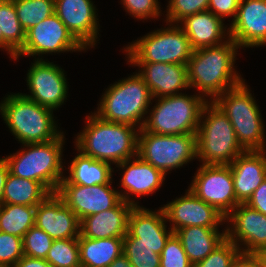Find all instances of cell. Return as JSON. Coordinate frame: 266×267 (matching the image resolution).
Listing matches in <instances>:
<instances>
[{"instance_id": "obj_37", "label": "cell", "mask_w": 266, "mask_h": 267, "mask_svg": "<svg viewBox=\"0 0 266 267\" xmlns=\"http://www.w3.org/2000/svg\"><path fill=\"white\" fill-rule=\"evenodd\" d=\"M240 248L227 237L203 260L193 267H231Z\"/></svg>"}, {"instance_id": "obj_26", "label": "cell", "mask_w": 266, "mask_h": 267, "mask_svg": "<svg viewBox=\"0 0 266 267\" xmlns=\"http://www.w3.org/2000/svg\"><path fill=\"white\" fill-rule=\"evenodd\" d=\"M218 228L190 226L174 232L193 266L205 259L226 238V229L220 233Z\"/></svg>"}, {"instance_id": "obj_11", "label": "cell", "mask_w": 266, "mask_h": 267, "mask_svg": "<svg viewBox=\"0 0 266 267\" xmlns=\"http://www.w3.org/2000/svg\"><path fill=\"white\" fill-rule=\"evenodd\" d=\"M189 189L225 217L239 204L230 165L201 164Z\"/></svg>"}, {"instance_id": "obj_42", "label": "cell", "mask_w": 266, "mask_h": 267, "mask_svg": "<svg viewBox=\"0 0 266 267\" xmlns=\"http://www.w3.org/2000/svg\"><path fill=\"white\" fill-rule=\"evenodd\" d=\"M245 204L266 215V179L253 192Z\"/></svg>"}, {"instance_id": "obj_16", "label": "cell", "mask_w": 266, "mask_h": 267, "mask_svg": "<svg viewBox=\"0 0 266 267\" xmlns=\"http://www.w3.org/2000/svg\"><path fill=\"white\" fill-rule=\"evenodd\" d=\"M187 191L185 196L163 205L167 221L172 222L168 229L175 232L190 226L218 227L225 224L226 217L214 206L198 198L189 188Z\"/></svg>"}, {"instance_id": "obj_15", "label": "cell", "mask_w": 266, "mask_h": 267, "mask_svg": "<svg viewBox=\"0 0 266 267\" xmlns=\"http://www.w3.org/2000/svg\"><path fill=\"white\" fill-rule=\"evenodd\" d=\"M225 220L226 223L230 222V226L227 225L226 228V237L234 242L241 252L254 254L266 249V215L245 203H239Z\"/></svg>"}, {"instance_id": "obj_35", "label": "cell", "mask_w": 266, "mask_h": 267, "mask_svg": "<svg viewBox=\"0 0 266 267\" xmlns=\"http://www.w3.org/2000/svg\"><path fill=\"white\" fill-rule=\"evenodd\" d=\"M22 243L25 256L46 259L53 239L44 230L34 225L25 233Z\"/></svg>"}, {"instance_id": "obj_6", "label": "cell", "mask_w": 266, "mask_h": 267, "mask_svg": "<svg viewBox=\"0 0 266 267\" xmlns=\"http://www.w3.org/2000/svg\"><path fill=\"white\" fill-rule=\"evenodd\" d=\"M110 85L102 95L95 114L103 120L137 126L140 130L154 99L147 84L136 72Z\"/></svg>"}, {"instance_id": "obj_41", "label": "cell", "mask_w": 266, "mask_h": 267, "mask_svg": "<svg viewBox=\"0 0 266 267\" xmlns=\"http://www.w3.org/2000/svg\"><path fill=\"white\" fill-rule=\"evenodd\" d=\"M239 4L240 0H209L208 10L223 20L225 17L233 16V21L237 15Z\"/></svg>"}, {"instance_id": "obj_30", "label": "cell", "mask_w": 266, "mask_h": 267, "mask_svg": "<svg viewBox=\"0 0 266 267\" xmlns=\"http://www.w3.org/2000/svg\"><path fill=\"white\" fill-rule=\"evenodd\" d=\"M0 33H2V49L11 59L23 48L26 32L22 28L13 1H0Z\"/></svg>"}, {"instance_id": "obj_20", "label": "cell", "mask_w": 266, "mask_h": 267, "mask_svg": "<svg viewBox=\"0 0 266 267\" xmlns=\"http://www.w3.org/2000/svg\"><path fill=\"white\" fill-rule=\"evenodd\" d=\"M167 219L162 207L152 211L140 206H134L128 218V232L137 244H147L153 251L161 254L168 238L174 233L167 230Z\"/></svg>"}, {"instance_id": "obj_28", "label": "cell", "mask_w": 266, "mask_h": 267, "mask_svg": "<svg viewBox=\"0 0 266 267\" xmlns=\"http://www.w3.org/2000/svg\"><path fill=\"white\" fill-rule=\"evenodd\" d=\"M69 168V176L65 178L76 185L94 186L108 184L112 180V166L110 163L83 155L78 151Z\"/></svg>"}, {"instance_id": "obj_27", "label": "cell", "mask_w": 266, "mask_h": 267, "mask_svg": "<svg viewBox=\"0 0 266 267\" xmlns=\"http://www.w3.org/2000/svg\"><path fill=\"white\" fill-rule=\"evenodd\" d=\"M81 267H108L123 254V238L78 237Z\"/></svg>"}, {"instance_id": "obj_5", "label": "cell", "mask_w": 266, "mask_h": 267, "mask_svg": "<svg viewBox=\"0 0 266 267\" xmlns=\"http://www.w3.org/2000/svg\"><path fill=\"white\" fill-rule=\"evenodd\" d=\"M196 147V158L207 165H229L245 151L227 115L212 101L201 112Z\"/></svg>"}, {"instance_id": "obj_4", "label": "cell", "mask_w": 266, "mask_h": 267, "mask_svg": "<svg viewBox=\"0 0 266 267\" xmlns=\"http://www.w3.org/2000/svg\"><path fill=\"white\" fill-rule=\"evenodd\" d=\"M64 138L62 132L49 142L23 144L25 149L4 157L10 173L16 177L38 181L51 193H56L65 177L62 166Z\"/></svg>"}, {"instance_id": "obj_39", "label": "cell", "mask_w": 266, "mask_h": 267, "mask_svg": "<svg viewBox=\"0 0 266 267\" xmlns=\"http://www.w3.org/2000/svg\"><path fill=\"white\" fill-rule=\"evenodd\" d=\"M23 256L22 238L0 231V267H12Z\"/></svg>"}, {"instance_id": "obj_47", "label": "cell", "mask_w": 266, "mask_h": 267, "mask_svg": "<svg viewBox=\"0 0 266 267\" xmlns=\"http://www.w3.org/2000/svg\"><path fill=\"white\" fill-rule=\"evenodd\" d=\"M259 261L260 267H266V249L254 253Z\"/></svg>"}, {"instance_id": "obj_7", "label": "cell", "mask_w": 266, "mask_h": 267, "mask_svg": "<svg viewBox=\"0 0 266 267\" xmlns=\"http://www.w3.org/2000/svg\"><path fill=\"white\" fill-rule=\"evenodd\" d=\"M255 101L245 80L212 100L227 115L245 151L266 149L265 125Z\"/></svg>"}, {"instance_id": "obj_40", "label": "cell", "mask_w": 266, "mask_h": 267, "mask_svg": "<svg viewBox=\"0 0 266 267\" xmlns=\"http://www.w3.org/2000/svg\"><path fill=\"white\" fill-rule=\"evenodd\" d=\"M129 15L136 19L158 18L161 9L158 0H121Z\"/></svg>"}, {"instance_id": "obj_31", "label": "cell", "mask_w": 266, "mask_h": 267, "mask_svg": "<svg viewBox=\"0 0 266 267\" xmlns=\"http://www.w3.org/2000/svg\"><path fill=\"white\" fill-rule=\"evenodd\" d=\"M36 206L2 203L0 207V231L23 238L35 225Z\"/></svg>"}, {"instance_id": "obj_29", "label": "cell", "mask_w": 266, "mask_h": 267, "mask_svg": "<svg viewBox=\"0 0 266 267\" xmlns=\"http://www.w3.org/2000/svg\"><path fill=\"white\" fill-rule=\"evenodd\" d=\"M51 192L40 182L16 177L9 172L3 191L2 203L37 206Z\"/></svg>"}, {"instance_id": "obj_1", "label": "cell", "mask_w": 266, "mask_h": 267, "mask_svg": "<svg viewBox=\"0 0 266 267\" xmlns=\"http://www.w3.org/2000/svg\"><path fill=\"white\" fill-rule=\"evenodd\" d=\"M239 48L229 38L223 44L193 50L187 64L190 88H196L203 97L210 96L212 101L242 83L244 79L234 69Z\"/></svg>"}, {"instance_id": "obj_12", "label": "cell", "mask_w": 266, "mask_h": 267, "mask_svg": "<svg viewBox=\"0 0 266 267\" xmlns=\"http://www.w3.org/2000/svg\"><path fill=\"white\" fill-rule=\"evenodd\" d=\"M85 50L54 13L26 32L24 46L13 60H18L23 55L34 57L48 53Z\"/></svg>"}, {"instance_id": "obj_19", "label": "cell", "mask_w": 266, "mask_h": 267, "mask_svg": "<svg viewBox=\"0 0 266 267\" xmlns=\"http://www.w3.org/2000/svg\"><path fill=\"white\" fill-rule=\"evenodd\" d=\"M35 226L53 240L80 236L79 218L56 193H51L36 206Z\"/></svg>"}, {"instance_id": "obj_22", "label": "cell", "mask_w": 266, "mask_h": 267, "mask_svg": "<svg viewBox=\"0 0 266 267\" xmlns=\"http://www.w3.org/2000/svg\"><path fill=\"white\" fill-rule=\"evenodd\" d=\"M141 67L138 74L147 84L153 98L181 94L190 89L187 65L173 63L129 62Z\"/></svg>"}, {"instance_id": "obj_44", "label": "cell", "mask_w": 266, "mask_h": 267, "mask_svg": "<svg viewBox=\"0 0 266 267\" xmlns=\"http://www.w3.org/2000/svg\"><path fill=\"white\" fill-rule=\"evenodd\" d=\"M12 267H53L45 259L23 256Z\"/></svg>"}, {"instance_id": "obj_10", "label": "cell", "mask_w": 266, "mask_h": 267, "mask_svg": "<svg viewBox=\"0 0 266 267\" xmlns=\"http://www.w3.org/2000/svg\"><path fill=\"white\" fill-rule=\"evenodd\" d=\"M137 155L166 175L197 157L196 134L162 135L141 128Z\"/></svg>"}, {"instance_id": "obj_24", "label": "cell", "mask_w": 266, "mask_h": 267, "mask_svg": "<svg viewBox=\"0 0 266 267\" xmlns=\"http://www.w3.org/2000/svg\"><path fill=\"white\" fill-rule=\"evenodd\" d=\"M134 206L121 200L115 207L80 220V235L90 239L124 238Z\"/></svg>"}, {"instance_id": "obj_25", "label": "cell", "mask_w": 266, "mask_h": 267, "mask_svg": "<svg viewBox=\"0 0 266 267\" xmlns=\"http://www.w3.org/2000/svg\"><path fill=\"white\" fill-rule=\"evenodd\" d=\"M180 24L193 50L217 46L230 38L229 27L224 26L223 19L209 10L188 16Z\"/></svg>"}, {"instance_id": "obj_45", "label": "cell", "mask_w": 266, "mask_h": 267, "mask_svg": "<svg viewBox=\"0 0 266 267\" xmlns=\"http://www.w3.org/2000/svg\"><path fill=\"white\" fill-rule=\"evenodd\" d=\"M9 166L4 158L0 159V205L2 204L3 191L9 174Z\"/></svg>"}, {"instance_id": "obj_17", "label": "cell", "mask_w": 266, "mask_h": 267, "mask_svg": "<svg viewBox=\"0 0 266 267\" xmlns=\"http://www.w3.org/2000/svg\"><path fill=\"white\" fill-rule=\"evenodd\" d=\"M95 8L92 0H54V13L85 49L96 45L100 31Z\"/></svg>"}, {"instance_id": "obj_13", "label": "cell", "mask_w": 266, "mask_h": 267, "mask_svg": "<svg viewBox=\"0 0 266 267\" xmlns=\"http://www.w3.org/2000/svg\"><path fill=\"white\" fill-rule=\"evenodd\" d=\"M65 71L53 62L39 57L32 63L27 73L30 94H22L41 106L58 109L67 99L68 84Z\"/></svg>"}, {"instance_id": "obj_33", "label": "cell", "mask_w": 266, "mask_h": 267, "mask_svg": "<svg viewBox=\"0 0 266 267\" xmlns=\"http://www.w3.org/2000/svg\"><path fill=\"white\" fill-rule=\"evenodd\" d=\"M45 260L53 267H81L78 238L53 240Z\"/></svg>"}, {"instance_id": "obj_14", "label": "cell", "mask_w": 266, "mask_h": 267, "mask_svg": "<svg viewBox=\"0 0 266 267\" xmlns=\"http://www.w3.org/2000/svg\"><path fill=\"white\" fill-rule=\"evenodd\" d=\"M112 182L103 185L84 186L71 184L65 177L60 182L56 194L79 218L109 210L122 199L120 191L112 189Z\"/></svg>"}, {"instance_id": "obj_21", "label": "cell", "mask_w": 266, "mask_h": 267, "mask_svg": "<svg viewBox=\"0 0 266 267\" xmlns=\"http://www.w3.org/2000/svg\"><path fill=\"white\" fill-rule=\"evenodd\" d=\"M131 159L116 165L118 168L125 170L122 179H120V186L126 191H124L125 193L121 191L119 194L126 203L140 206L130 196L134 194V197H140L154 193L162 186L166 175L150 163L142 160L138 155L133 157V160Z\"/></svg>"}, {"instance_id": "obj_43", "label": "cell", "mask_w": 266, "mask_h": 267, "mask_svg": "<svg viewBox=\"0 0 266 267\" xmlns=\"http://www.w3.org/2000/svg\"><path fill=\"white\" fill-rule=\"evenodd\" d=\"M231 267H260V265L255 254L240 252L232 262Z\"/></svg>"}, {"instance_id": "obj_18", "label": "cell", "mask_w": 266, "mask_h": 267, "mask_svg": "<svg viewBox=\"0 0 266 267\" xmlns=\"http://www.w3.org/2000/svg\"><path fill=\"white\" fill-rule=\"evenodd\" d=\"M229 34L240 48L266 45V0H240Z\"/></svg>"}, {"instance_id": "obj_34", "label": "cell", "mask_w": 266, "mask_h": 267, "mask_svg": "<svg viewBox=\"0 0 266 267\" xmlns=\"http://www.w3.org/2000/svg\"><path fill=\"white\" fill-rule=\"evenodd\" d=\"M147 244L137 242L126 234L123 238V254L132 267H160V255Z\"/></svg>"}, {"instance_id": "obj_38", "label": "cell", "mask_w": 266, "mask_h": 267, "mask_svg": "<svg viewBox=\"0 0 266 267\" xmlns=\"http://www.w3.org/2000/svg\"><path fill=\"white\" fill-rule=\"evenodd\" d=\"M160 267H193L175 233L168 238L160 254Z\"/></svg>"}, {"instance_id": "obj_32", "label": "cell", "mask_w": 266, "mask_h": 267, "mask_svg": "<svg viewBox=\"0 0 266 267\" xmlns=\"http://www.w3.org/2000/svg\"><path fill=\"white\" fill-rule=\"evenodd\" d=\"M13 2L25 32L54 14V0H14Z\"/></svg>"}, {"instance_id": "obj_48", "label": "cell", "mask_w": 266, "mask_h": 267, "mask_svg": "<svg viewBox=\"0 0 266 267\" xmlns=\"http://www.w3.org/2000/svg\"><path fill=\"white\" fill-rule=\"evenodd\" d=\"M0 48H2V33H0Z\"/></svg>"}, {"instance_id": "obj_46", "label": "cell", "mask_w": 266, "mask_h": 267, "mask_svg": "<svg viewBox=\"0 0 266 267\" xmlns=\"http://www.w3.org/2000/svg\"><path fill=\"white\" fill-rule=\"evenodd\" d=\"M108 267H132L127 257L122 254L110 263Z\"/></svg>"}, {"instance_id": "obj_8", "label": "cell", "mask_w": 266, "mask_h": 267, "mask_svg": "<svg viewBox=\"0 0 266 267\" xmlns=\"http://www.w3.org/2000/svg\"><path fill=\"white\" fill-rule=\"evenodd\" d=\"M148 112L144 131L162 135L196 134L201 112L208 102L202 95L177 94L159 97Z\"/></svg>"}, {"instance_id": "obj_23", "label": "cell", "mask_w": 266, "mask_h": 267, "mask_svg": "<svg viewBox=\"0 0 266 267\" xmlns=\"http://www.w3.org/2000/svg\"><path fill=\"white\" fill-rule=\"evenodd\" d=\"M266 150L241 153L230 165L236 199L246 203L266 179Z\"/></svg>"}, {"instance_id": "obj_36", "label": "cell", "mask_w": 266, "mask_h": 267, "mask_svg": "<svg viewBox=\"0 0 266 267\" xmlns=\"http://www.w3.org/2000/svg\"><path fill=\"white\" fill-rule=\"evenodd\" d=\"M209 0H169L166 23L179 24L188 16L208 10Z\"/></svg>"}, {"instance_id": "obj_3", "label": "cell", "mask_w": 266, "mask_h": 267, "mask_svg": "<svg viewBox=\"0 0 266 267\" xmlns=\"http://www.w3.org/2000/svg\"><path fill=\"white\" fill-rule=\"evenodd\" d=\"M52 109L32 101L22 93L7 95L0 103V113L20 143H44L56 139L57 130Z\"/></svg>"}, {"instance_id": "obj_9", "label": "cell", "mask_w": 266, "mask_h": 267, "mask_svg": "<svg viewBox=\"0 0 266 267\" xmlns=\"http://www.w3.org/2000/svg\"><path fill=\"white\" fill-rule=\"evenodd\" d=\"M167 25L170 27L150 32L127 45L124 51L128 62L187 65L193 53L190 40L180 24Z\"/></svg>"}, {"instance_id": "obj_2", "label": "cell", "mask_w": 266, "mask_h": 267, "mask_svg": "<svg viewBox=\"0 0 266 267\" xmlns=\"http://www.w3.org/2000/svg\"><path fill=\"white\" fill-rule=\"evenodd\" d=\"M86 118L84 130L75 141L83 155L116 165L137 156V127L103 120L95 112Z\"/></svg>"}]
</instances>
